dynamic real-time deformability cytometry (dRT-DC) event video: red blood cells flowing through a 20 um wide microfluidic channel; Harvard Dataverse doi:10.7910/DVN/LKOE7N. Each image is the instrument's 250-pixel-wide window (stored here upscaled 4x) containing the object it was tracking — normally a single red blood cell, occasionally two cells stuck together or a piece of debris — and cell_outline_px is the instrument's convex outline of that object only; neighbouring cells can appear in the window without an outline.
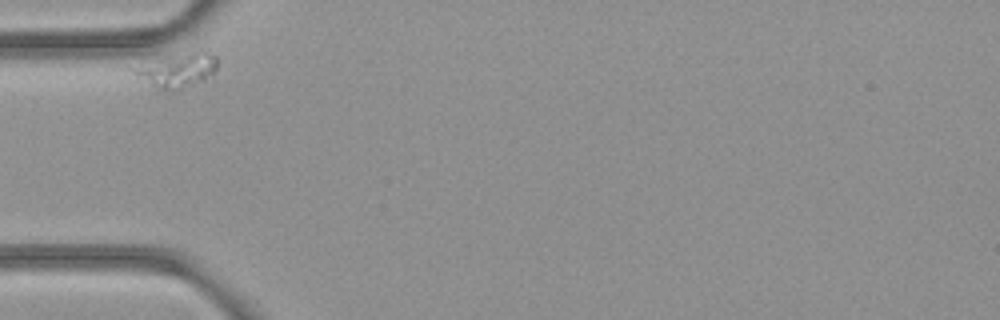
{"species": "common noctule bat (a hibernating species)", "species_latin": "Nyctalus noctula", "temperature_condition": "room temperature", "stored_images_in_passage": 2, "camera_frame_rate_fps": 3000, "um_per_image_px": 0.085, "animal": {"sex": "female", "body_mass_g": 21.9}, "frame": {"image": 1, "passage_image": 1, "time_ms": 0.0, "image_size_px": [1000, 320], "cell_outline_px": [[216, 72], [212, 76], [204, 80], [172, 92], [160, 92], [136, 72], [132, 68], [200, 48], [204, 48], [216, 56]], "centroid_in_image_um": [15.23, 5.97], "position_along_channel_um": 69.8, "area_um2": 16.36}}